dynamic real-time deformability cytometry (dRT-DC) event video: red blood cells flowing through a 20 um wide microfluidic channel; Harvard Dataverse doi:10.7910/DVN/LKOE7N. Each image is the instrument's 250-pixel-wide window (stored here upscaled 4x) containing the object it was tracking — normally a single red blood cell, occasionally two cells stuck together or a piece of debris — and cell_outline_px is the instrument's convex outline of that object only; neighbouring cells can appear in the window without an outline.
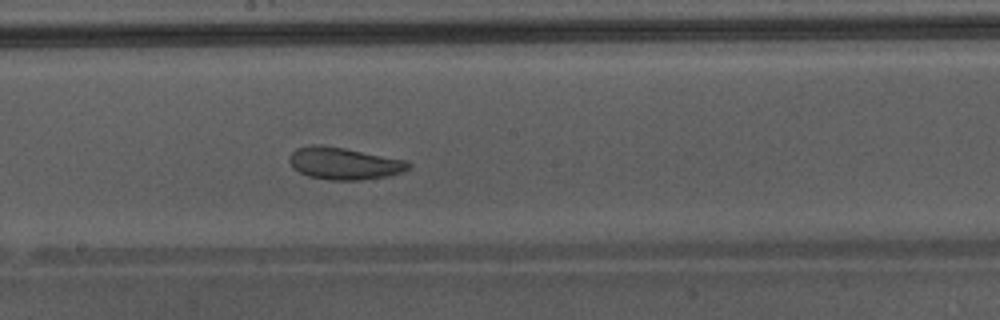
{"species": "Egyptian fruit bat (a non-hibernating species)", "species_latin": "Rousettus aegyptiacus", "temperature_condition": "warm", "stored_images_in_passage": 50, "camera_frame_rate_fps": 3000, "um_per_image_px": 0.085, "animal": {"sex": "male"}, "frame": {"image": 1, "passage_image": 29, "time_ms": 9.333, "image_size_px": [1000, 320], "cell_outline_px": [[412, 164], [408, 168], [400, 172], [388, 176], [360, 180], [328, 180], [308, 176], [292, 168], [288, 160], [288, 156], [296, 148], [316, 144], [320, 144], [344, 148], [408, 160]], "centroid_in_image_um": [29.22, 13.89], "position_along_channel_um": 219.0, "area_um2": 22.43}, "authors_computed_cell_mechanics": {"area_um2": 28.5532, "velocity_mm_per_s": 4.3135, "shape_relaxation_time_tau1_ms": 3.7266, "shape_relaxation_time_tau2_ms": 2.105, "deformation_change_tau1": 0.0905, "deformation_change_tau2": 0.0875}}